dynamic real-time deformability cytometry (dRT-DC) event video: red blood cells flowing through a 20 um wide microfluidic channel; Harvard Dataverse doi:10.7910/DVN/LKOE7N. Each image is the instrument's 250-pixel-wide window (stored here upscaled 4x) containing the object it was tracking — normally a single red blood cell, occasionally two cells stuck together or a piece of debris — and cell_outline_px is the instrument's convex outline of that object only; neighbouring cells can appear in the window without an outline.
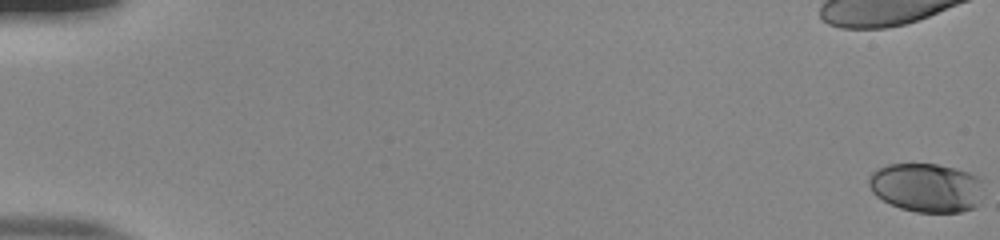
{"species": "human", "species_latin": "Homo sapiens", "temperature_condition": "room temperature", "stored_images_in_passage": 55, "camera_frame_rate_fps": 3000, "um_per_image_px": 0.085, "donor": {"sex": "male"}, "frame": {"image": 1, "passage_image": 1, "time_ms": 0.0, "image_size_px": [1000, 240], "cell_outline_px": [[984, 180], [976, 204], [972, 208], [960, 212], [916, 212], [900, 208], [876, 196], [872, 192], [868, 184], [868, 180], [872, 172], [888, 164], [936, 164], [956, 168], [968, 172]], "centroid_in_image_um": [78.73, 15.93], "position_along_channel_um": 6.3, "area_um2": 32.54}}
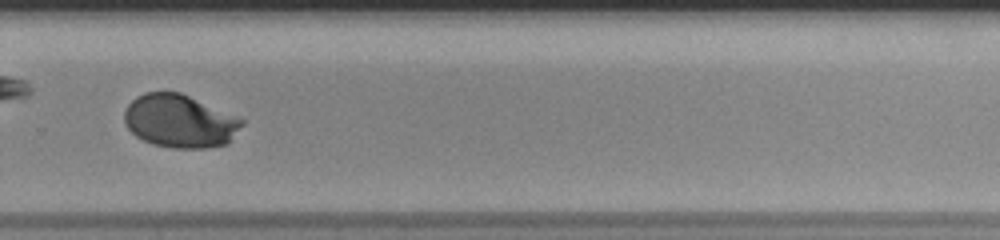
{"frame": {"image": 2, "passage_image": 40, "time_ms": 13.0, "image_size_px": [1000, 240], "cell_outline_px": [[244, 124], [228, 144], [208, 148], [172, 148], [152, 144], [136, 136], [124, 124], [124, 112], [128, 104], [136, 96], [144, 92], [180, 92], [240, 116], [244, 120]], "centroid_in_image_um": [15.31, 10.29], "position_along_channel_um": 314.5, "area_um2": 36.88}}
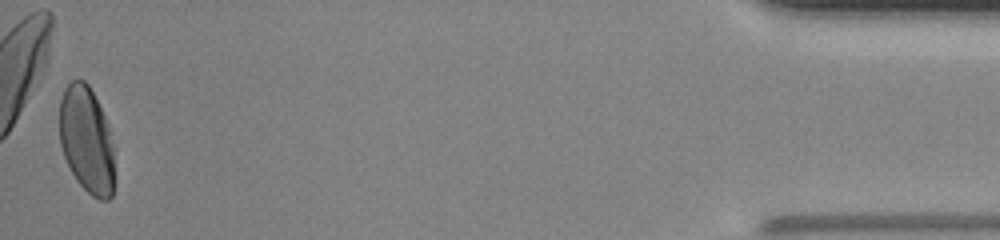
{"frame": {"image": 3, "passage_image": 55, "time_ms": 18.0, "image_size_px": [1000, 240], "cell_outline_px": [[112, 196], [108, 200], [100, 200], [92, 196], [76, 180], [64, 156], [60, 144], [60, 100], [64, 88], [72, 80], [84, 80], [88, 84], [104, 116], [108, 128], [112, 144]], "centroid_in_image_um": [7.33, 11.88], "position_along_channel_um": 427.9, "area_um2": 33.47}, "authors_computed_cell_mechanics": {"area_um2": 35.0846, "velocity_mm_per_s": 3.8689, "shape_relaxation_time_tau1_ms": 3.623, "shape_relaxation_time_tau2_ms": null, "deformation_change_tau1": 0.1735, "deformation_change_tau2": null}}